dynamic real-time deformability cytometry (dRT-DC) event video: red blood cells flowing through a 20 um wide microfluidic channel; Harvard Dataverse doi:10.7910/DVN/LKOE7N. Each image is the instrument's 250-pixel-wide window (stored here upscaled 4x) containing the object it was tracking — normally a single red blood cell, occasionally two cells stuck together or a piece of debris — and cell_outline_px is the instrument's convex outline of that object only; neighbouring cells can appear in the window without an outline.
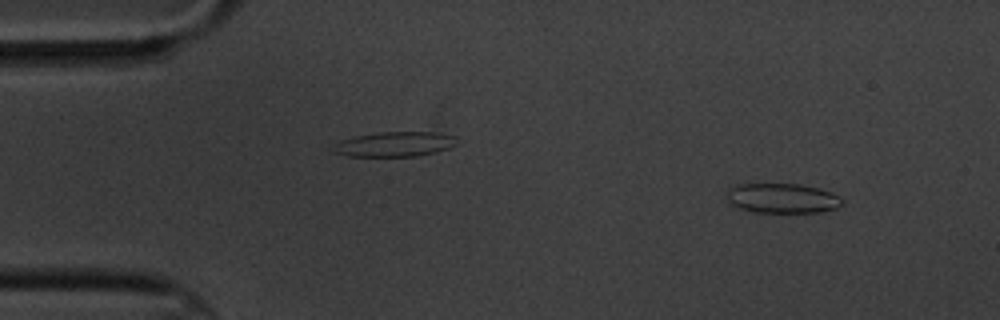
{"species": "common noctule bat (a hibernating species)", "species_latin": "Nyctalus noctula", "temperature_condition": "cold", "stored_images_in_passage": 3, "camera_frame_rate_fps": 3000, "um_per_image_px": 0.085, "animal": {"sex": "male", "body_mass_g": 20.1, "forearm_length_mm": 53.5}, "frame": {"image": 1, "passage_image": 1, "time_ms": 0.0, "image_size_px": [1000, 320], "cell_outline_px": [[844, 204], [836, 208], [824, 212], [756, 212], [740, 208], [728, 204], [724, 200], [728, 188], [736, 184], [800, 184], [820, 188], [832, 192], [844, 200]], "centroid_in_image_um": [66.47, 16.85], "position_along_channel_um": 18.5, "area_um2": 20.46}}
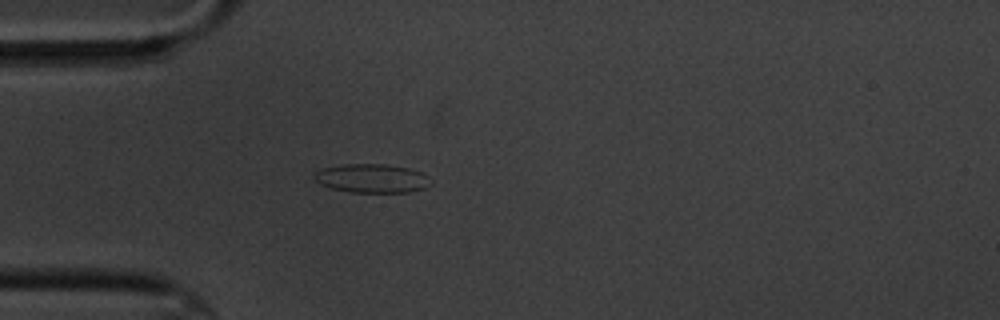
{"frame": {"image": 2, "passage_image": 3, "time_ms": 3.333, "image_size_px": [1000, 320], "cell_outline_px": [[432, 184], [424, 188], [408, 192], [352, 192], [332, 188], [320, 184], [312, 176], [316, 172], [324, 168], [344, 164], [384, 164], [408, 168], [424, 172], [428, 176]], "centroid_in_image_um": [31.65, 15.16], "position_along_channel_um": 53.4, "area_um2": 19.48}}